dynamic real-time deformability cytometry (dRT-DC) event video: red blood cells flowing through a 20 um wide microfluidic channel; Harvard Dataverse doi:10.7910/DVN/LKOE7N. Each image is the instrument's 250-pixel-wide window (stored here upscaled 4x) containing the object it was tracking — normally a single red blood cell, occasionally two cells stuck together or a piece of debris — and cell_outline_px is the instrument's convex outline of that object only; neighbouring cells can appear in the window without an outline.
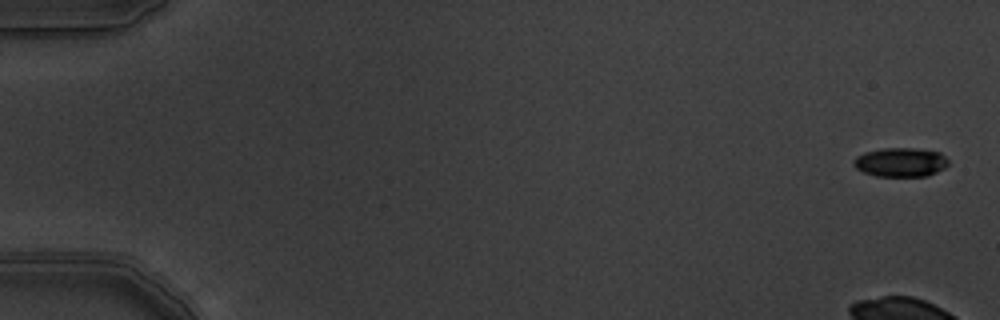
{"species": "common noctule bat (a hibernating species)", "species_latin": "Nyctalus noctula", "temperature_condition": "warm", "stored_images_in_passage": 9, "camera_frame_rate_fps": 3000, "um_per_image_px": 0.085, "animal": {"sex": "male", "body_mass_g": 19.5, "forearm_length_mm": 54.6}, "frame": {"image": 1, "passage_image": 1, "time_ms": 0.0, "image_size_px": [1000, 320], "cell_outline_px": [[948, 164], [944, 168], [936, 172], [924, 176], [876, 176], [864, 172], [856, 168], [852, 164], [852, 160], [856, 156], [864, 152], [884, 148], [916, 148], [940, 152], [948, 160]], "centroid_in_image_um": [76.52, 13.78], "position_along_channel_um": 8.5, "area_um2": 16.07}}